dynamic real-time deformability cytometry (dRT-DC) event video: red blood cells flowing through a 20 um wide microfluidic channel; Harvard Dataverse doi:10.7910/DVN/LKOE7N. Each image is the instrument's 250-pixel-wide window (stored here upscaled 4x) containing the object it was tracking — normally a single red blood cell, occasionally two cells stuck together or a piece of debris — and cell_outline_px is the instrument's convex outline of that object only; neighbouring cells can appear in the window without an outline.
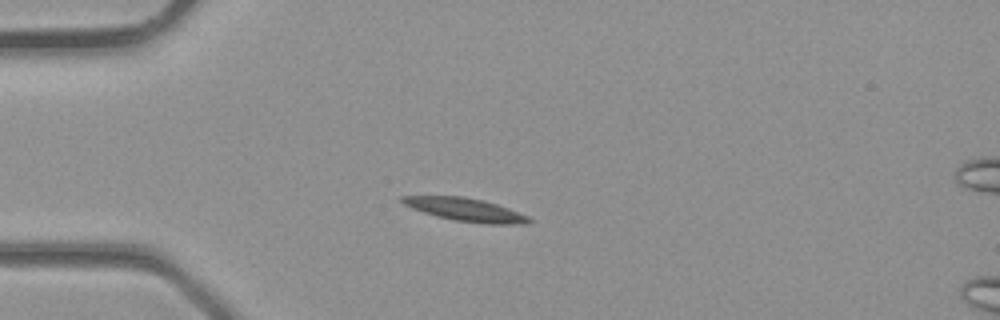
{"species": "common noctule bat (a hibernating species)", "species_latin": "Nyctalus noctula", "temperature_condition": "room temperature", "stored_images_in_passage": 4, "camera_frame_rate_fps": 3000, "um_per_image_px": 0.085, "animal": {"sex": "male", "body_mass_g": 23.1, "forearm_length_mm": 52.7}, "frame": {"image": 1, "passage_image": 3, "time_ms": 0.667, "image_size_px": [1000, 320], "cell_outline_px": [[532, 220], [528, 224], [488, 224], [456, 220], [436, 216], [412, 208], [404, 204], [400, 200], [400, 196], [464, 196], [484, 200], [508, 208], [528, 216]], "centroid_in_image_um": [39.59, 17.82], "position_along_channel_um": 45.4, "area_um2": 16.94}}